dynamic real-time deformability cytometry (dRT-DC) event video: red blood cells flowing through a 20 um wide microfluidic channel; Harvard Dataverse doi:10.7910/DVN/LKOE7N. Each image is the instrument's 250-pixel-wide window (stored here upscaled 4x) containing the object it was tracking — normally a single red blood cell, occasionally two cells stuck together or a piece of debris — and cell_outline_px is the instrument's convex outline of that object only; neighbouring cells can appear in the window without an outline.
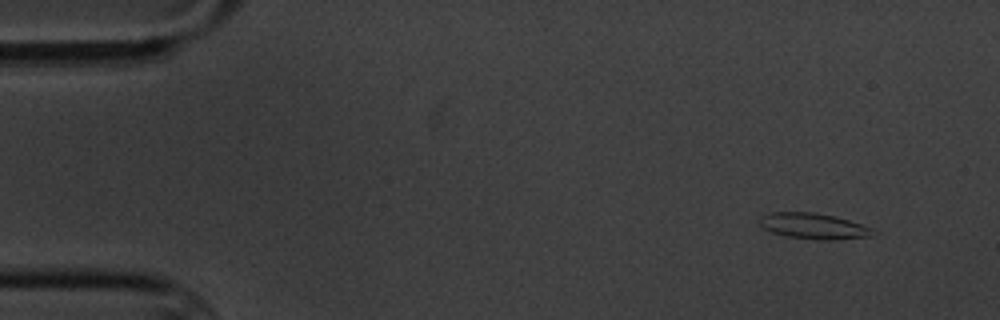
{"species": "common noctule bat (a hibernating species)", "species_latin": "Nyctalus noctula", "temperature_condition": "cold", "stored_images_in_passage": 5, "camera_frame_rate_fps": 3000, "um_per_image_px": 0.085, "animal": {"sex": "male", "body_mass_g": 20.1, "forearm_length_mm": 53.5}, "frame": {"image": 1, "passage_image": 1, "time_ms": 0.0, "image_size_px": [1000, 320], "cell_outline_px": [[880, 232], [872, 236], [832, 240], [816, 240], [784, 236], [772, 232], [764, 228], [760, 224], [760, 216], [768, 212], [812, 212], [836, 216], [872, 228]], "centroid_in_image_um": [69.18, 19.22], "position_along_channel_um": 15.8, "area_um2": 17.28}}